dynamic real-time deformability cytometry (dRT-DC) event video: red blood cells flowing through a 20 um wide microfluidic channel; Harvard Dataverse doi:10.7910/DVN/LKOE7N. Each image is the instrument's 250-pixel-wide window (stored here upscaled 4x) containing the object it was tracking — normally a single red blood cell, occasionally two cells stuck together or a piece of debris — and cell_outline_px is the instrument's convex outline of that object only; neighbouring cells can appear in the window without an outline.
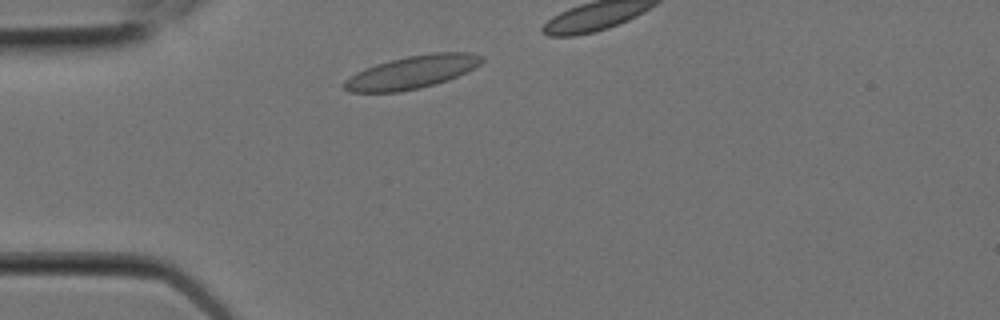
{"species": "Egyptian fruit bat (a non-hibernating species)", "species_latin": "Rousettus aegyptiacus", "temperature_condition": "room temperature", "stored_images_in_passage": 7, "camera_frame_rate_fps": 3000, "um_per_image_px": 0.085, "animal": {"sex": "female"}, "frame": {"image": 1, "passage_image": 2, "time_ms": 0.333, "image_size_px": [1000, 320], "cell_outline_px": [[484, 60], [480, 64], [448, 80], [420, 88], [400, 92], [348, 92], [340, 84], [344, 80], [356, 72], [376, 64], [408, 56], [432, 52], [468, 52], [484, 56]], "centroid_in_image_um": [34.98, 6.14], "position_along_channel_um": 50.0, "area_um2": 26.3}}
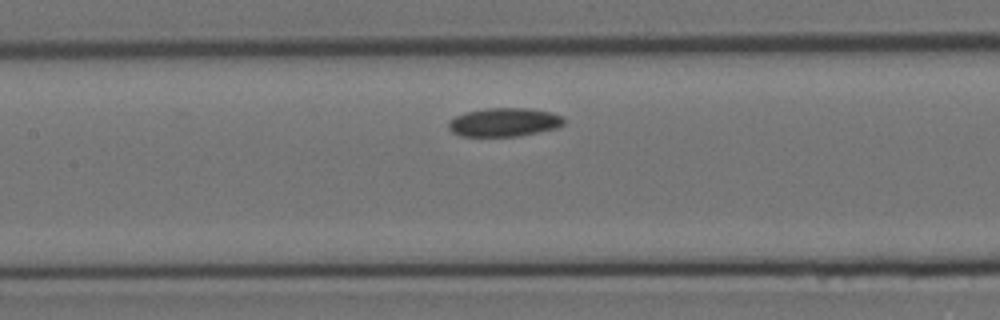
{"frame": {"image": 2, "passage_image": 7, "time_ms": 2.0, "image_size_px": [1000, 320], "cell_outline_px": [[564, 124], [556, 128], [520, 136], [460, 136], [452, 132], [448, 128], [448, 120], [456, 116], [468, 112], [484, 108], [528, 108], [552, 112], [564, 116]], "centroid_in_image_um": [42.86, 10.39], "position_along_channel_um": 164.5, "area_um2": 19.36}}